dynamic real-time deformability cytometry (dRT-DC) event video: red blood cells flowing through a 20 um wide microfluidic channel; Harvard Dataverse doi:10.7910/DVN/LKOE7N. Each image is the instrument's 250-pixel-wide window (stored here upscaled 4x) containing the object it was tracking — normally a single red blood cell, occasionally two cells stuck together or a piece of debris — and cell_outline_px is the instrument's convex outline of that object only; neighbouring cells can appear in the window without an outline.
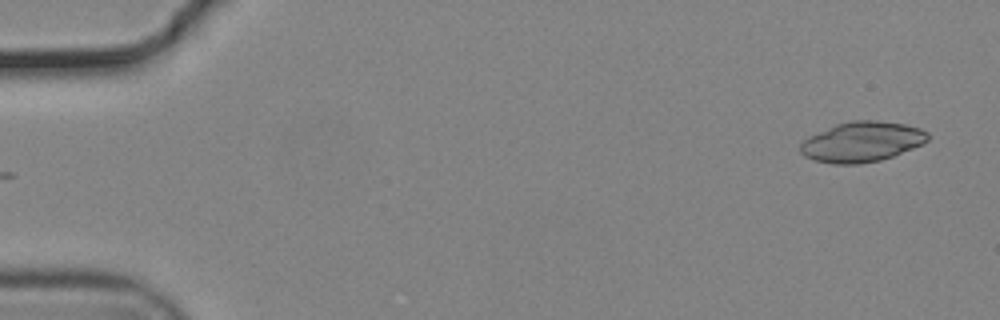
{"species": "common noctule bat (a hibernating species)", "species_latin": "Nyctalus noctula", "temperature_condition": "cold", "stored_images_in_passage": 53, "camera_frame_rate_fps": 3000, "um_per_image_px": 0.085, "animal": {"sex": "male", "body_mass_g": 19.2, "forearm_length_mm": 51.8}, "frame": {"image": 1, "passage_image": 1, "time_ms": 0.0, "image_size_px": [1000, 320], "cell_outline_px": [[928, 140], [924, 144], [892, 156], [880, 160], [860, 164], [832, 164], [816, 160], [804, 156], [800, 152], [800, 144], [808, 136], [836, 124], [852, 120], [876, 120], [904, 124], [920, 128], [928, 132]], "centroid_in_image_um": [73.26, 12.05], "position_along_channel_um": 11.7, "area_um2": 29.88}}